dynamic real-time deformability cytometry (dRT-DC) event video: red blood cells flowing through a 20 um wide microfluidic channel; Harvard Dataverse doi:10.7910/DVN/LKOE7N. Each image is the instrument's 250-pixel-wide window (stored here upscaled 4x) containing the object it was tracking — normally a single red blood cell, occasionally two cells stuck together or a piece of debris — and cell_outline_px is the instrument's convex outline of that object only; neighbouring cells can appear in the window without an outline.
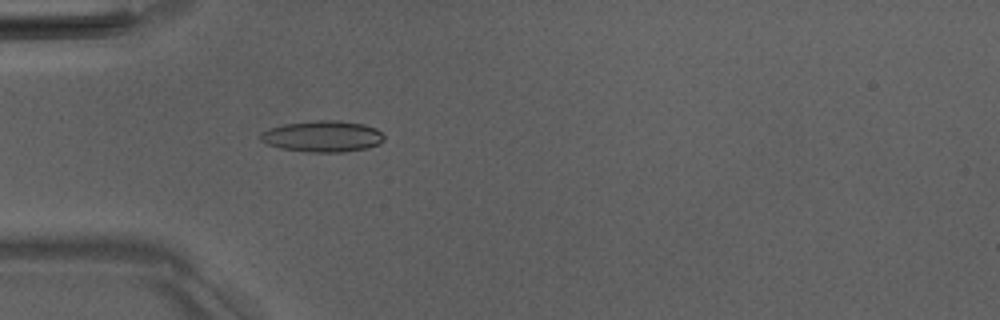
{"species": "Egyptian fruit bat (a non-hibernating species)", "species_latin": "Rousettus aegyptiacus", "temperature_condition": "room temperature", "stored_images_in_passage": 52, "camera_frame_rate_fps": 3000, "um_per_image_px": 0.085, "animal": {"sex": "male"}, "frame": {"image": 1, "passage_image": 16, "time_ms": 5.0, "image_size_px": [1000, 320], "cell_outline_px": [[384, 140], [368, 148], [344, 152], [308, 152], [280, 148], [268, 144], [260, 140], [260, 132], [268, 128], [284, 124], [316, 120], [336, 120], [364, 124], [376, 128], [384, 136]], "centroid_in_image_um": [27.4, 11.58], "position_along_channel_um": 57.6, "area_um2": 22.54}}
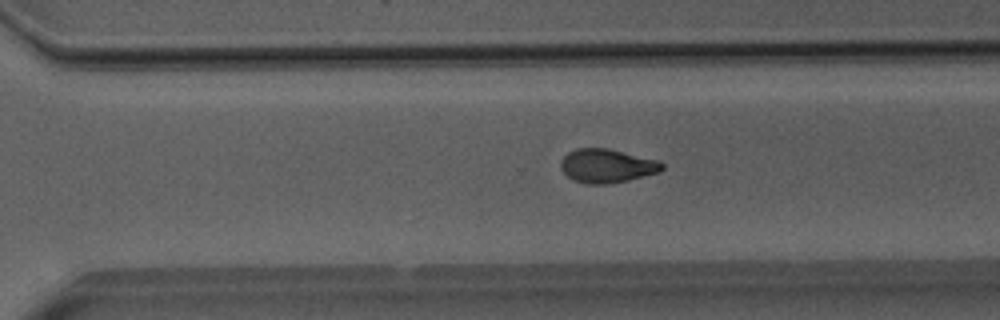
{"frame": {"image": 2, "passage_image": 36, "time_ms": 11.667, "image_size_px": [1000, 320], "cell_outline_px": [[664, 168], [660, 172], [628, 180], [604, 184], [588, 184], [572, 180], [560, 168], [560, 160], [568, 152], [576, 148], [608, 148], [660, 160], [664, 164]], "centroid_in_image_um": [51.6, 14.09], "position_along_channel_um": 319.0, "area_um2": 20.11}}
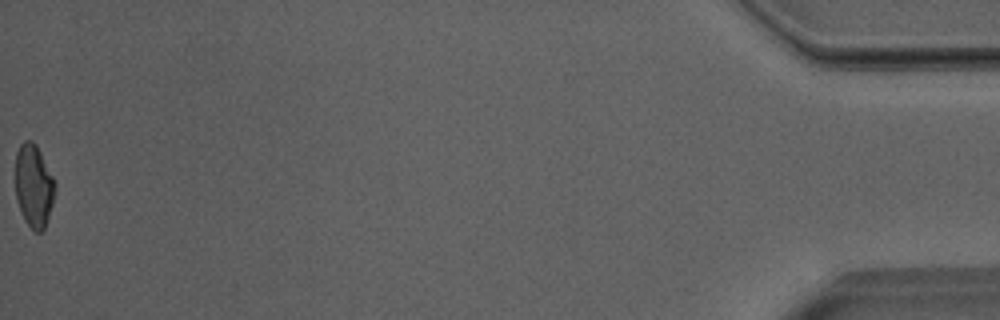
{"frame": {"image": 3, "passage_image": 52, "time_ms": 17.0, "image_size_px": [1000, 320], "cell_outline_px": [[56, 188], [52, 204], [44, 228], [40, 232], [36, 232], [24, 220], [16, 200], [16, 152], [20, 144], [24, 140], [32, 140], [36, 144], [56, 184]], "centroid_in_image_um": [2.86, 15.78], "position_along_channel_um": 432.3, "area_um2": 18.96}, "authors_computed_cell_mechanics": {"area_um2": 20.3167, "velocity_mm_per_s": 4.0169, "shape_relaxation_time_tau1_ms": 5.588, "shape_relaxation_time_tau2_ms": 2.4282, "deformation_change_tau1": 0.1617, "deformation_change_tau2": 0.0852}}